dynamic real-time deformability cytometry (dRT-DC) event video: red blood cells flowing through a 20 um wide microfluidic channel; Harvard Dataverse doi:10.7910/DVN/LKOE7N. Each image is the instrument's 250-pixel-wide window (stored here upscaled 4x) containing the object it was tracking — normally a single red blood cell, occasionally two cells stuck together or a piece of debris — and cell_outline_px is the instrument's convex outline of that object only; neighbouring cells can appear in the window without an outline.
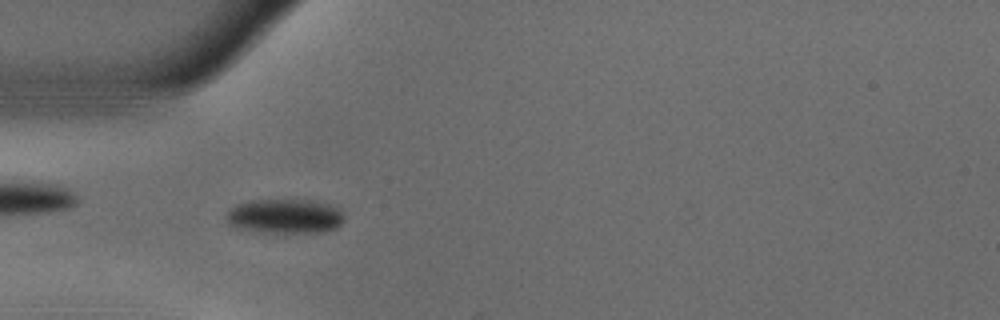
{"species": "common noctule bat (a hibernating species)", "species_latin": "Nyctalus noctula", "temperature_condition": "warm", "stored_images_in_passage": 54, "camera_frame_rate_fps": 3000, "um_per_image_px": 0.085, "animal": {"sex": "male", "body_mass_g": 18.8}, "frame": {"image": 1, "passage_image": 16, "time_ms": 5.0, "image_size_px": [1000, 320], "cell_outline_px": [[344, 220], [336, 228], [324, 232], [256, 232], [232, 228], [228, 224], [224, 216], [236, 204], [252, 200], [308, 200], [328, 204], [340, 208], [344, 216]], "centroid_in_image_um": [24.18, 18.39], "position_along_channel_um": 60.8, "area_um2": 23.99}}
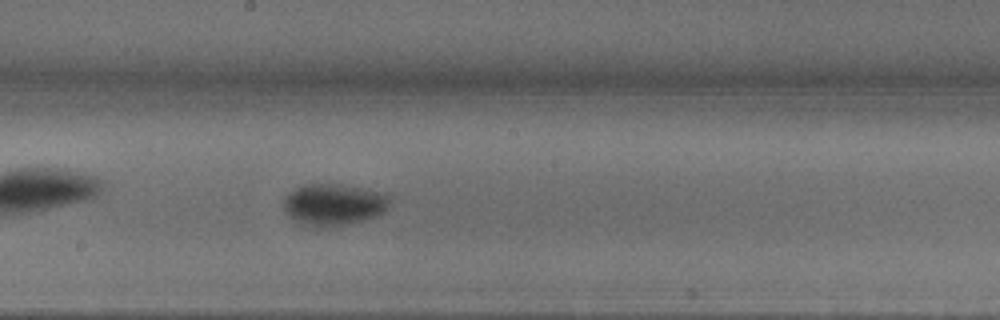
{"frame": {"image": 2, "passage_image": 29, "time_ms": 9.333, "image_size_px": [1000, 320], "cell_outline_px": [[388, 208], [384, 212], [376, 216], [344, 224], [316, 228], [312, 228], [288, 216], [284, 208], [284, 196], [296, 188], [304, 184], [340, 184], [384, 192], [388, 196]], "centroid_in_image_um": [28.34, 17.37], "position_along_channel_um": 219.9, "area_um2": 25.61}}
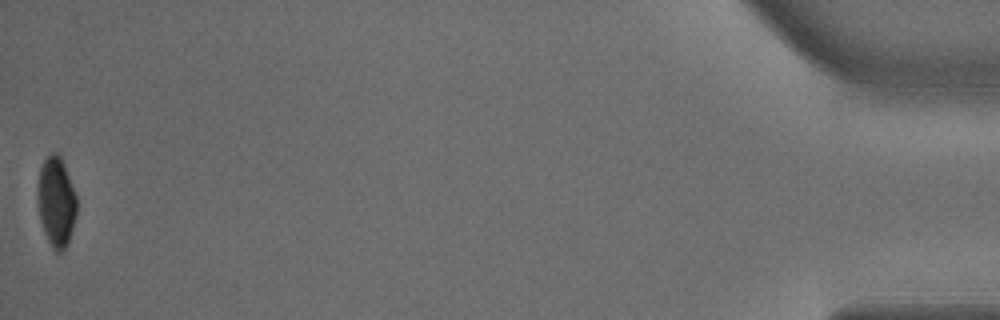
{"frame": {"image": 3, "passage_image": 54, "time_ms": 17.667, "image_size_px": [1000, 320], "cell_outline_px": [[76, 216], [68, 244], [60, 252], [56, 252], [52, 248], [44, 232], [40, 220], [36, 196], [36, 192], [40, 168], [44, 160], [52, 152], [56, 152], [60, 156], [64, 164], [76, 196]], "centroid_in_image_um": [4.76, 17.16], "position_along_channel_um": 430.4, "area_um2": 20.52}, "authors_computed_cell_mechanics": {"area_um2": 23.0911, "velocity_mm_per_s": 3.692, "shape_relaxation_time_tau1_ms": 10.5613, "shape_relaxation_time_tau2_ms": 2.3969, "deformation_change_tau1": 0.2565, "deformation_change_tau2": 0.026}}